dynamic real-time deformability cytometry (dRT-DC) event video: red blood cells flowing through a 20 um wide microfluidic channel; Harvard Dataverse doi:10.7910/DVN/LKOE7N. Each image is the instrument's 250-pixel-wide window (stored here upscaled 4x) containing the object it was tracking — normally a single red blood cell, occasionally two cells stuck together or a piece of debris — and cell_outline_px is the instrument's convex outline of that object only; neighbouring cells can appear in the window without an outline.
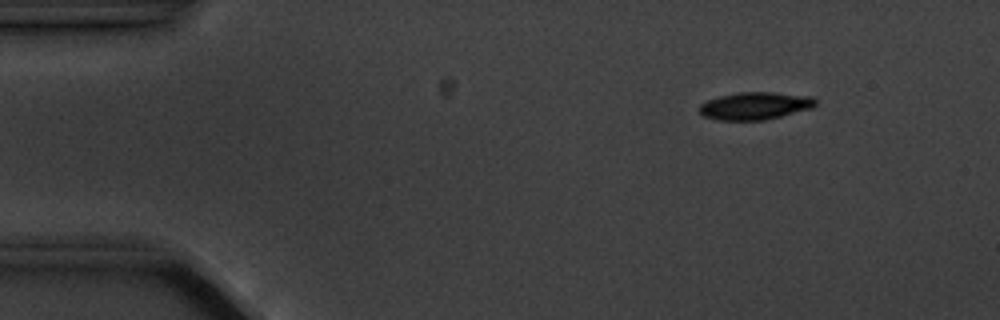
{"species": "common noctule bat (a hibernating species)", "species_latin": "Nyctalus noctula", "temperature_condition": "cold", "stored_images_in_passage": 5, "camera_frame_rate_fps": 3000, "um_per_image_px": 0.085, "animal": {"sex": "male", "body_mass_g": 20.1, "forearm_length_mm": 53.5}, "frame": {"image": 1, "passage_image": 5, "time_ms": 5.667, "image_size_px": [1000, 320], "cell_outline_px": [[816, 104], [812, 108], [764, 120], [716, 120], [704, 116], [700, 112], [700, 104], [708, 100], [720, 96], [740, 92], [772, 92], [812, 96], [816, 100]], "centroid_in_image_um": [64.19, 8.99], "position_along_channel_um": 20.8, "area_um2": 18.5}}